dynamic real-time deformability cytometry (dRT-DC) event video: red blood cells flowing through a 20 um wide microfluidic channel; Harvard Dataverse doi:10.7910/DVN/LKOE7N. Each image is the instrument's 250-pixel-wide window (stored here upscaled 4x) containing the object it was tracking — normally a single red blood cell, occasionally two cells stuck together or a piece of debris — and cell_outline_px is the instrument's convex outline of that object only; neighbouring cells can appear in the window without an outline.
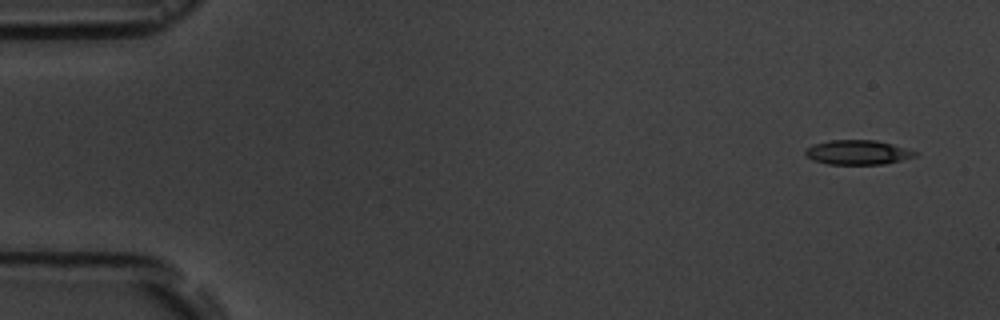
{"species": "common noctule bat (a hibernating species)", "species_latin": "Nyctalus noctula", "temperature_condition": "room temperature", "stored_images_in_passage": 8, "camera_frame_rate_fps": 3000, "um_per_image_px": 0.085, "animal": {"sex": "male", "body_mass_g": 19.5, "forearm_length_mm": 54.6}, "frame": {"image": 1, "passage_image": 1, "time_ms": 0.0, "image_size_px": [1000, 320], "cell_outline_px": [[920, 152], [916, 156], [884, 164], [828, 164], [812, 160], [804, 152], [812, 144], [828, 140], [876, 140], [908, 148]], "centroid_in_image_um": [72.93, 12.94], "position_along_channel_um": 12.1, "area_um2": 15.72}}
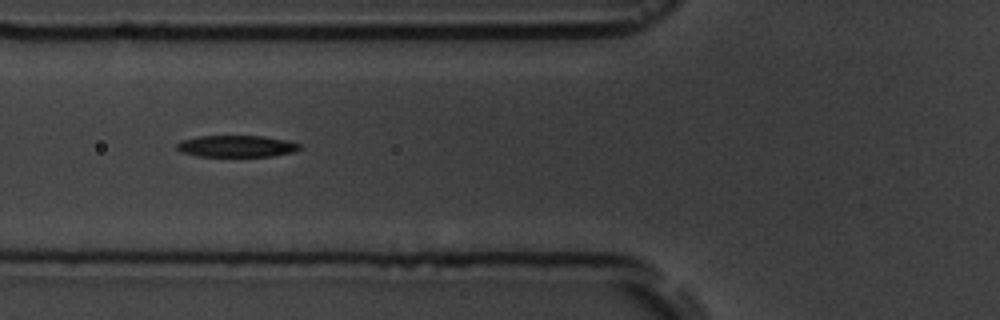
{"frame": {"image": 2, "passage_image": 6, "time_ms": 6.0, "image_size_px": [1000, 320], "cell_outline_px": [[304, 148], [296, 152], [272, 156], [196, 156], [180, 152], [176, 148], [176, 144], [180, 140], [200, 136], [264, 136], [288, 140], [300, 144]], "centroid_in_image_um": [20.14, 12.43], "position_along_channel_um": 105.7, "area_um2": 15.78}}
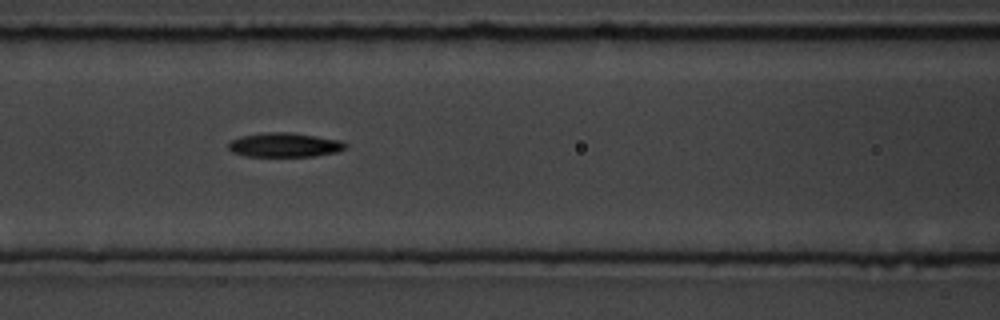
{"frame": {"image": 3, "passage_image": 7, "time_ms": 7.0, "image_size_px": [1000, 320], "cell_outline_px": [[348, 148], [336, 152], [316, 156], [244, 156], [232, 152], [228, 148], [228, 144], [232, 140], [240, 136], [264, 132], [292, 132], [340, 140], [348, 144]], "centroid_in_image_um": [24.2, 12.31], "position_along_channel_um": 142.4, "area_um2": 16.7}}